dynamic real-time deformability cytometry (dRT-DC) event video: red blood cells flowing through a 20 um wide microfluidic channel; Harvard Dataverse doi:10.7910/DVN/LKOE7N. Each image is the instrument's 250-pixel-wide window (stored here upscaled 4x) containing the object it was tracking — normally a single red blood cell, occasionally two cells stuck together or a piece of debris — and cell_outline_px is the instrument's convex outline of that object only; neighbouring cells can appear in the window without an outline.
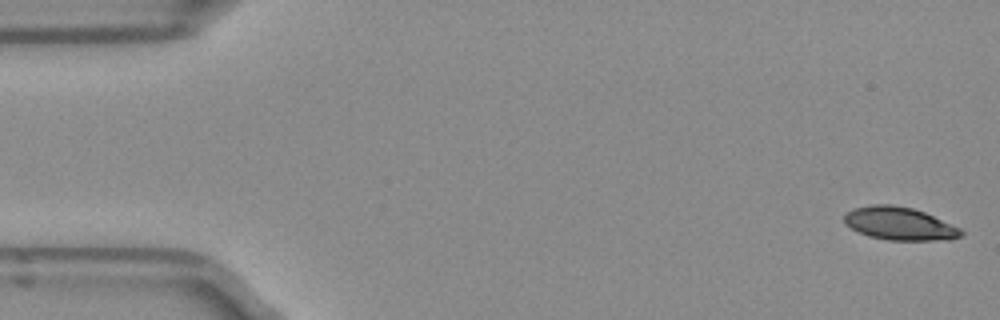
{"species": "Egyptian fruit bat (a non-hibernating species)", "species_latin": "Rousettus aegyptiacus", "temperature_condition": "room temperature", "stored_images_in_passage": 51, "camera_frame_rate_fps": 3000, "um_per_image_px": 0.085, "frame": {"image": 1, "passage_image": 1, "time_ms": 0.0, "image_size_px": [1000, 320], "cell_outline_px": [[964, 232], [960, 236], [948, 240], [888, 240], [868, 236], [852, 228], [844, 220], [844, 212], [852, 208], [872, 204], [892, 204], [912, 208], [924, 212], [960, 228]], "centroid_in_image_um": [76.44, 19.0], "position_along_channel_um": 8.6, "area_um2": 22.37}}
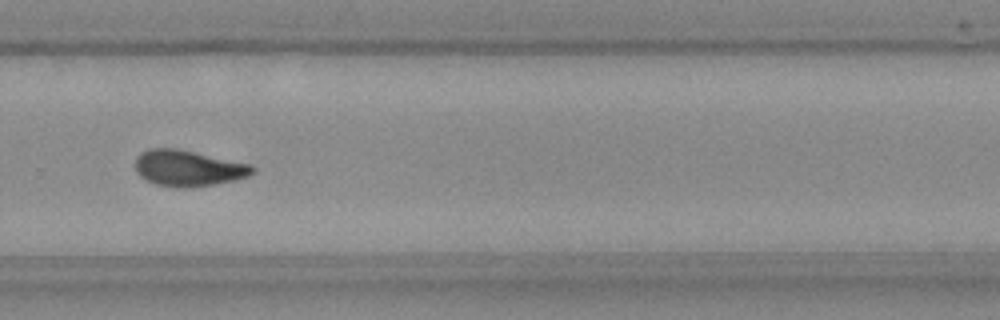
{"frame": {"image": 2, "passage_image": 34, "time_ms": 11.0, "image_size_px": [1000, 320], "cell_outline_px": [[256, 168], [248, 176], [216, 184], [192, 188], [176, 188], [156, 184], [140, 176], [136, 172], [136, 156], [140, 152], [152, 148], [176, 148], [252, 164]], "centroid_in_image_um": [15.99, 14.3], "position_along_channel_um": 313.8, "area_um2": 24.68}}
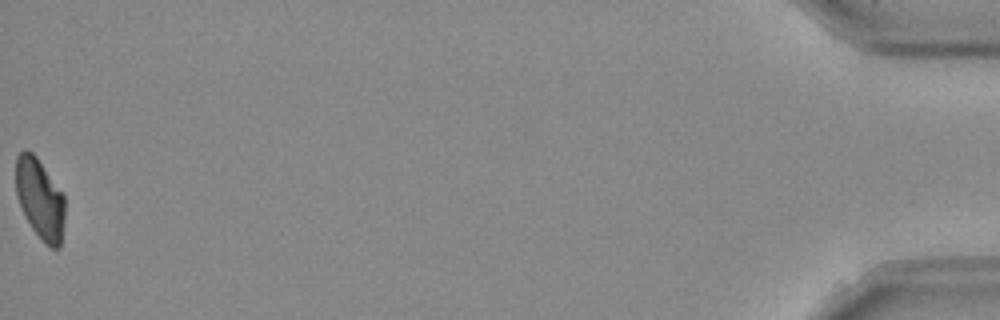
{"frame": {"image": 3, "passage_image": 51, "time_ms": 16.667, "image_size_px": [1000, 320], "cell_outline_px": [[64, 220], [60, 248], [52, 248], [44, 244], [32, 228], [20, 204], [16, 192], [16, 156], [24, 148], [32, 152], [36, 156], [64, 196]], "centroid_in_image_um": [3.39, 16.9], "position_along_channel_um": 431.8, "area_um2": 22.72}, "authors_computed_cell_mechanics": {"area_um2": 24.0448, "velocity_mm_per_s": 3.9468, "shape_relaxation_time_tau1_ms": 6.512, "shape_relaxation_time_tau2_ms": 4.7826, "deformation_change_tau1": 0.1726, "deformation_change_tau2": 0.1101}}